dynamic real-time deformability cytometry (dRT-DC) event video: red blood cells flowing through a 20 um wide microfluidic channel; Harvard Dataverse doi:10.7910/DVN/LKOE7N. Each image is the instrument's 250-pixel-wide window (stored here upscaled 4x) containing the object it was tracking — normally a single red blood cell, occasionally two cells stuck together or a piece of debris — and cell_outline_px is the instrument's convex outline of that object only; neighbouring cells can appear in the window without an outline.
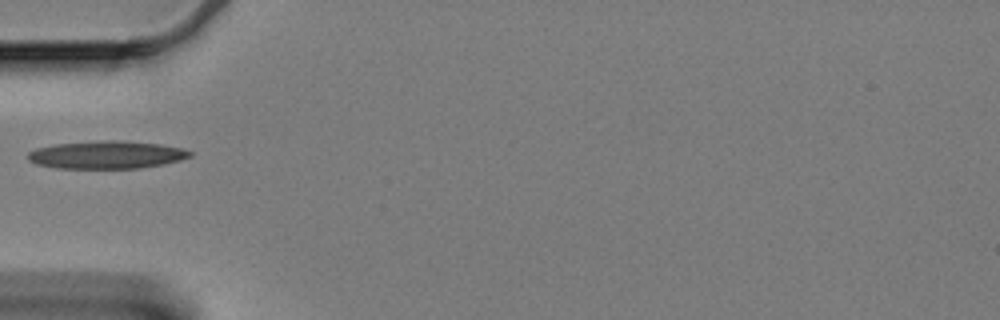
{"species": "Egyptian fruit bat (a non-hibernating species)", "species_latin": "Rousettus aegyptiacus", "temperature_condition": "cold", "stored_images_in_passage": 41, "camera_frame_rate_fps": 3000, "um_per_image_px": 0.085, "animal": {"sex": "female"}, "frame": {"image": 1, "passage_image": 1, "time_ms": 0.0, "image_size_px": [1000, 320], "cell_outline_px": [[192, 156], [180, 160], [164, 164], [140, 168], [60, 168], [36, 164], [28, 160], [28, 152], [36, 148], [56, 144], [96, 140], [120, 140], [160, 144], [180, 148], [192, 152]], "centroid_in_image_um": [9.06, 13.15], "position_along_channel_um": 75.9, "area_um2": 26.24}}
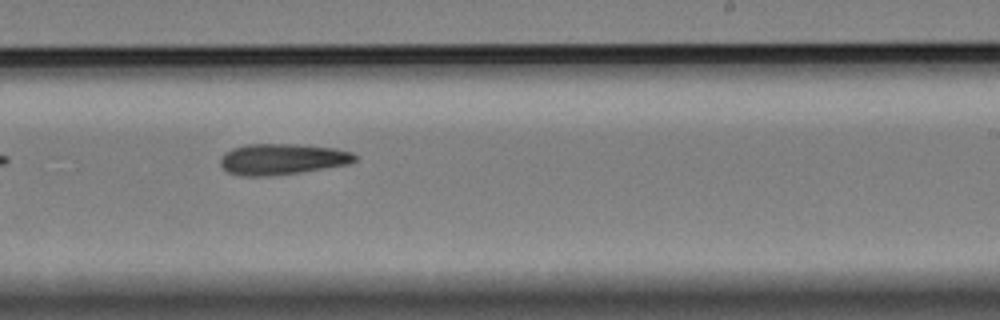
{"frame": {"image": 2, "passage_image": 18, "time_ms": 5.667, "image_size_px": [1000, 320], "cell_outline_px": [[356, 160], [348, 164], [300, 172], [268, 176], [240, 176], [228, 172], [220, 164], [220, 160], [224, 152], [232, 148], [248, 144], [296, 144], [336, 148], [352, 152], [356, 156]], "centroid_in_image_um": [23.97, 13.52], "position_along_channel_um": 265.0, "area_um2": 24.28}}
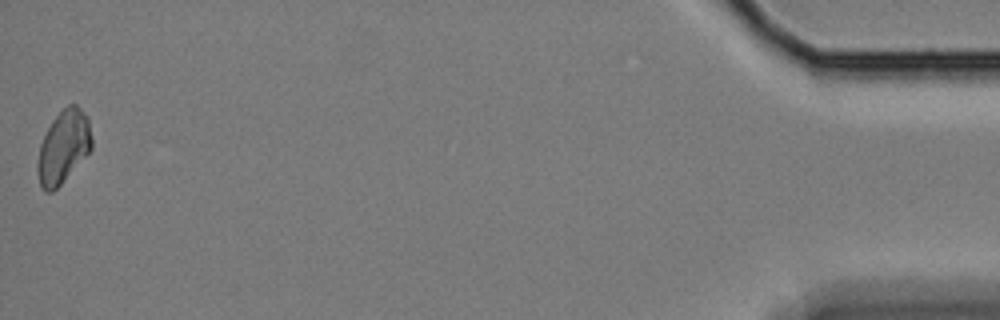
{"frame": {"image": 3, "passage_image": 41, "time_ms": 13.333, "image_size_px": [1000, 320], "cell_outline_px": [[92, 148], [60, 184], [52, 192], [44, 192], [40, 184], [36, 164], [40, 144], [52, 120], [68, 104], [76, 104], [88, 116], [92, 136]], "centroid_in_image_um": [5.39, 12.46], "position_along_channel_um": 429.8, "area_um2": 22.77}}